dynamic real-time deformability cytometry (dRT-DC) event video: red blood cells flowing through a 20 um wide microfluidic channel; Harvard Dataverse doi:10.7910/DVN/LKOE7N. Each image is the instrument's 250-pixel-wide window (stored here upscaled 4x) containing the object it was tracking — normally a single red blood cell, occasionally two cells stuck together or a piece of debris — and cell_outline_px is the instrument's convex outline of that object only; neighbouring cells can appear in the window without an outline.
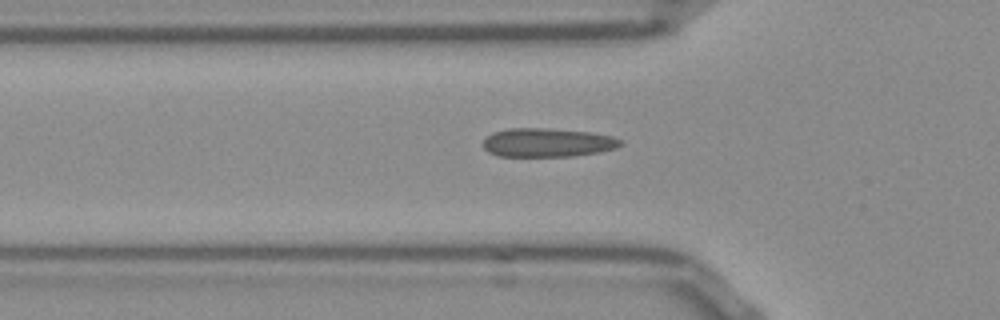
{"species": "Egyptian fruit bat (a non-hibernating species)", "species_latin": "Rousettus aegyptiacus", "temperature_condition": "room temperature", "stored_images_in_passage": 34, "camera_frame_rate_fps": 3000, "um_per_image_px": 0.085, "frame": {"image": 1, "passage_image": 2, "time_ms": 0.333, "image_size_px": [1000, 320], "cell_outline_px": [[624, 144], [616, 148], [600, 152], [572, 156], [496, 156], [488, 152], [484, 148], [484, 140], [492, 132], [508, 128], [548, 128], [592, 132], [612, 136], [624, 140]], "centroid_in_image_um": [46.57, 12.11], "position_along_channel_um": 79.2, "area_um2": 23.29}}
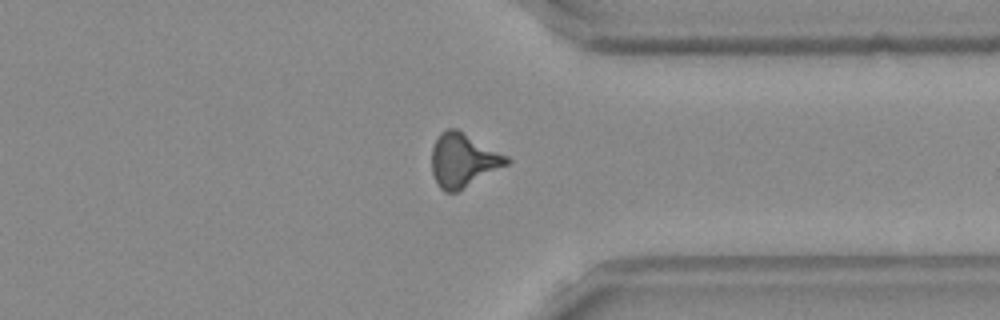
{"frame": {"image": 2, "passage_image": 25, "time_ms": 8.0, "image_size_px": [1000, 320], "cell_outline_px": [[512, 160], [508, 164], [456, 192], [444, 192], [440, 188], [432, 172], [432, 148], [440, 132], [448, 128], [456, 128], [508, 156]], "centroid_in_image_um": [39.36, 13.61], "position_along_channel_um": 372.0, "area_um2": 23.18}}
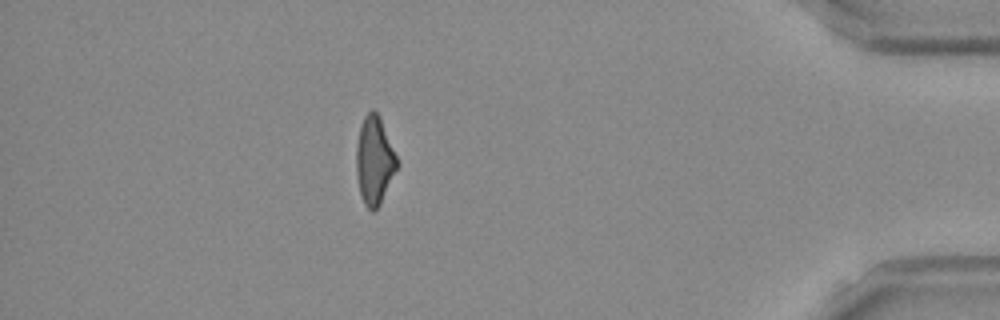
{"frame": {"image": 3, "passage_image": 31, "time_ms": 10.0, "image_size_px": [1000, 320], "cell_outline_px": [[400, 164], [380, 204], [372, 212], [364, 204], [360, 192], [356, 172], [356, 144], [360, 124], [364, 116], [372, 108], [380, 116]], "centroid_in_image_um": [31.83, 13.61], "position_along_channel_um": 403.4, "area_um2": 21.1}, "authors_computed_cell_mechanics": {"area_um2": 22.2241, "velocity_mm_per_s": 3.8509, "shape_relaxation_time_tau1_ms": null, "shape_relaxation_time_tau2_ms": 1.6455, "deformation_change_tau1": null, "deformation_change_tau2": 0.0831}}